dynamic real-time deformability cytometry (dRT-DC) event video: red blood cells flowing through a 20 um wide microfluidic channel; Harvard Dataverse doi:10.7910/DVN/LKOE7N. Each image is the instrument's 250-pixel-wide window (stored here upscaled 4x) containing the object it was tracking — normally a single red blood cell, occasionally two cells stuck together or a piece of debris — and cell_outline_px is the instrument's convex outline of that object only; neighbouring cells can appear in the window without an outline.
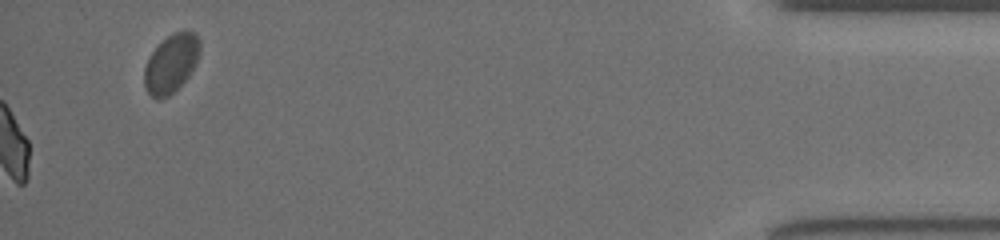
{"species": "common noctule bat (a hibernating species)", "species_latin": "Nyctalus noctula", "temperature_condition": "room temperature", "stored_images_in_passage": 34, "camera_frame_rate_fps": 3000, "um_per_image_px": 0.085, "animal": {"sex": "female", "body_mass_g": 19.5, "forearm_length_mm": 54.1}, "frame": {"image": 1, "passage_image": 34, "time_ms": 11.0, "image_size_px": [1000, 240], "cell_outline_px": [[200, 52], [188, 76], [168, 96], [152, 96], [144, 88], [144, 68], [152, 52], [172, 32], [196, 32], [200, 40]], "centroid_in_image_um": [14.55, 5.36], "position_along_channel_um": 420.7, "area_um2": 18.26}}